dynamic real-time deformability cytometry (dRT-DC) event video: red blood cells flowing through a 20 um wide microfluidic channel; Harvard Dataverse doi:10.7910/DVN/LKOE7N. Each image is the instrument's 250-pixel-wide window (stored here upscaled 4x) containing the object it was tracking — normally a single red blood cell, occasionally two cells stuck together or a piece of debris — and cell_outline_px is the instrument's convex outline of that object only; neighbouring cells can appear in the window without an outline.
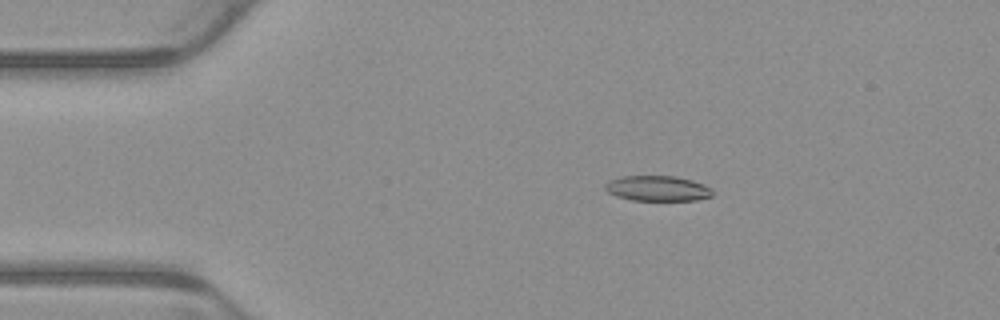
{"species": "common noctule bat (a hibernating species)", "species_latin": "Nyctalus noctula", "temperature_condition": "warm", "stored_images_in_passage": 5, "camera_frame_rate_fps": 3000, "um_per_image_px": 0.085, "animal": {"sex": "male", "body_mass_g": 23.1, "forearm_length_mm": 52.7}, "frame": {"image": 1, "passage_image": 2, "time_ms": 0.333, "image_size_px": [1000, 320], "cell_outline_px": [[712, 196], [696, 200], [632, 200], [616, 196], [608, 192], [604, 188], [604, 184], [608, 180], [620, 176], [676, 176], [692, 180], [704, 184], [712, 188]], "centroid_in_image_um": [55.87, 16.0], "position_along_channel_um": 29.1, "area_um2": 15.95}}
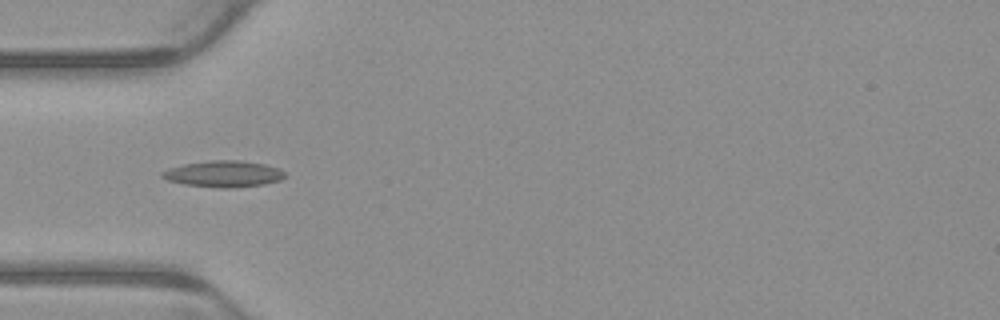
{"frame": {"image": 2, "passage_image": 4, "time_ms": 1.0, "image_size_px": [1000, 320], "cell_outline_px": [[288, 176], [280, 180], [264, 184], [236, 188], [216, 188], [184, 184], [168, 180], [160, 176], [160, 172], [168, 168], [184, 164], [212, 160], [240, 160], [264, 164], [280, 168]], "centroid_in_image_um": [19.02, 14.78], "position_along_channel_um": 66.0, "area_um2": 19.07}}
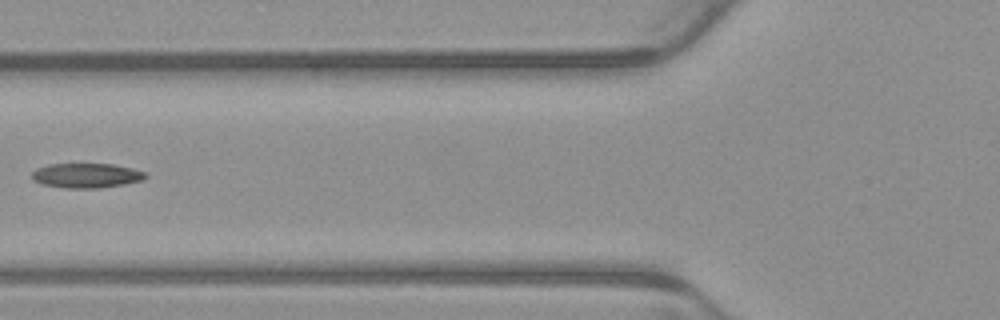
{"frame": {"image": 3, "passage_image": 5, "time_ms": 1.333, "image_size_px": [1000, 320], "cell_outline_px": [[148, 176], [144, 180], [124, 184], [100, 188], [64, 188], [44, 184], [32, 180], [32, 172], [36, 168], [48, 164], [112, 164], [132, 168], [148, 172]], "centroid_in_image_um": [7.38, 14.92], "position_along_channel_um": 118.4, "area_um2": 16.47}}